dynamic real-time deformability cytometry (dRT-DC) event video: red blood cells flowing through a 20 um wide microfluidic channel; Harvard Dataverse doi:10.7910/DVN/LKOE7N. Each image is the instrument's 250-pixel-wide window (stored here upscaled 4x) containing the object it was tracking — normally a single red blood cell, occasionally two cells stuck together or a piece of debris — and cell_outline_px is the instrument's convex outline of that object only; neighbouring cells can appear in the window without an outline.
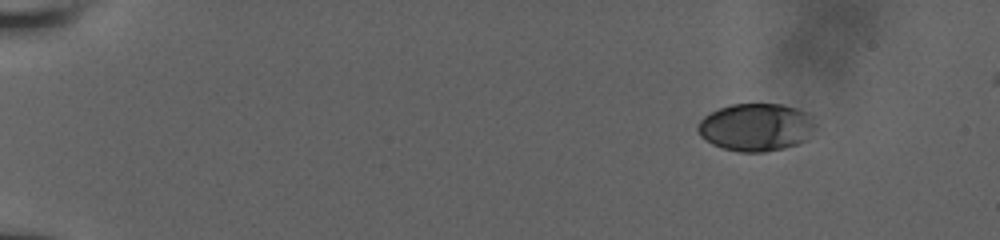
{"species": "human", "species_latin": "Homo sapiens", "temperature_condition": "room temperature", "stored_images_in_passage": 50, "camera_frame_rate_fps": 3000, "um_per_image_px": 0.085, "donor": {"sex": "male"}, "frame": {"image": 1, "passage_image": 1, "time_ms": 0.0, "image_size_px": [1000, 240], "cell_outline_px": [[816, 128], [812, 136], [808, 140], [784, 148], [764, 152], [740, 152], [724, 148], [712, 144], [700, 136], [696, 128], [700, 120], [704, 116], [720, 108], [732, 104], [780, 104], [796, 108], [808, 112], [816, 124]], "centroid_in_image_um": [64.31, 10.82], "position_along_channel_um": 20.7, "area_um2": 32.95}}
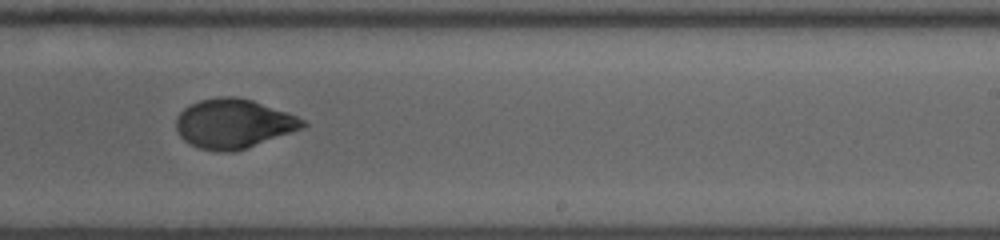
{"frame": {"image": 2, "passage_image": 31, "time_ms": 10.0, "image_size_px": [1000, 240], "cell_outline_px": [[308, 124], [304, 128], [248, 148], [232, 152], [216, 152], [200, 148], [184, 140], [176, 132], [176, 116], [184, 108], [200, 100], [220, 96], [236, 96], [252, 100], [288, 112], [308, 120]], "centroid_in_image_um": [19.88, 10.51], "position_along_channel_um": 269.1, "area_um2": 36.82}}
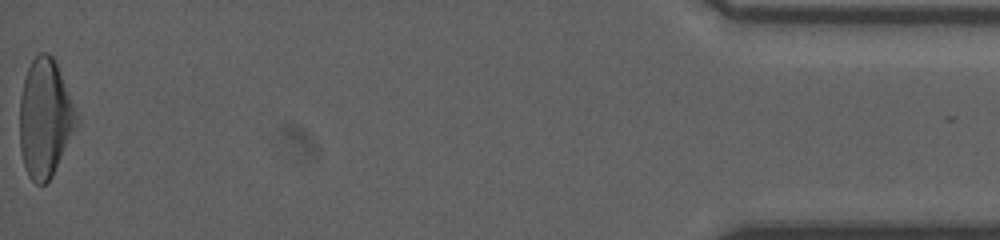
{"frame": {"image": 3, "passage_image": 50, "time_ms": 16.333, "image_size_px": [1000, 240], "cell_outline_px": [[80, 116], [52, 176], [44, 184], [36, 184], [28, 176], [24, 164], [20, 148], [20, 96], [24, 80], [28, 68], [32, 60], [40, 52], [48, 52], [52, 56], [56, 64]], "centroid_in_image_um": [3.82, 10.03], "position_along_channel_um": 431.4, "area_um2": 38.73}, "authors_computed_cell_mechanics": {"area_um2": 35.5181, "velocity_mm_per_s": 3.92, "shape_relaxation_time_tau1_ms": 6.0558, "shape_relaxation_time_tau2_ms": 1.4472, "deformation_change_tau1": 0.2164, "deformation_change_tau2": 0.0498}}